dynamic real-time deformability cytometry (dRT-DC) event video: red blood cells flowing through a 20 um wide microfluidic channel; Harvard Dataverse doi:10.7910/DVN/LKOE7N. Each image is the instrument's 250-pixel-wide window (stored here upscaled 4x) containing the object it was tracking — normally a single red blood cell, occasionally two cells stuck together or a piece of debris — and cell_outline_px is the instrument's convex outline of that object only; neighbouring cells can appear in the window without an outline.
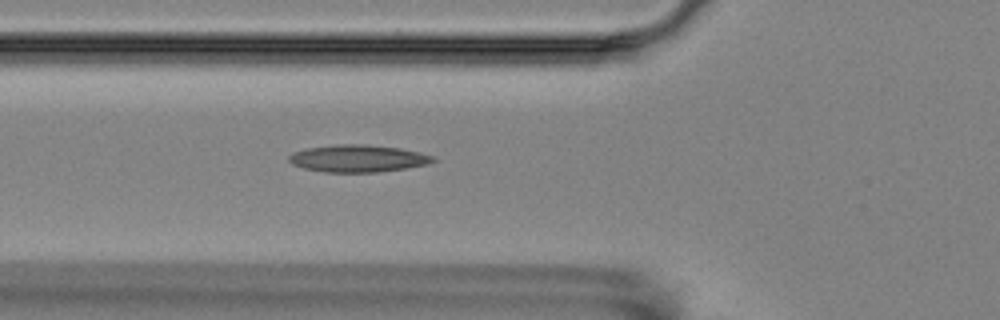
{"species": "Egyptian fruit bat (a non-hibernating species)", "species_latin": "Rousettus aegyptiacus", "temperature_condition": "room temperature", "stored_images_in_passage": 3, "camera_frame_rate_fps": 3000, "um_per_image_px": 0.085, "animal": {"sex": "female"}, "frame": {"image": 1, "passage_image": 3, "time_ms": 2.0, "image_size_px": [1000, 320], "cell_outline_px": [[436, 160], [428, 164], [404, 168], [376, 172], [324, 172], [304, 168], [292, 164], [288, 160], [288, 156], [292, 152], [304, 148], [336, 144], [368, 144], [400, 148], [420, 152], [432, 156]], "centroid_in_image_um": [30.38, 13.45], "position_along_channel_um": 95.4, "area_um2": 22.95}}